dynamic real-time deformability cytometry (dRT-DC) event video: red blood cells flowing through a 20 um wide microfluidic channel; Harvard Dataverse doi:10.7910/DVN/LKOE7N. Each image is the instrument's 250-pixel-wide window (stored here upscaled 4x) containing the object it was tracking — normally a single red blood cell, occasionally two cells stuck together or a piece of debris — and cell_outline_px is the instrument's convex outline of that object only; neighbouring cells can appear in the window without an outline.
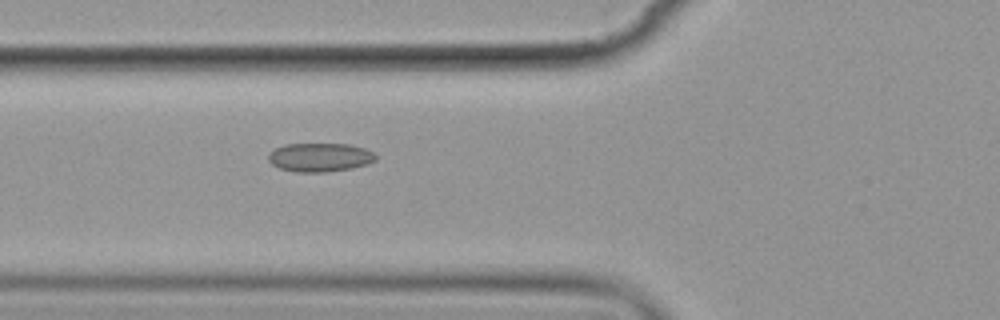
{"species": "common noctule bat (a hibernating species)", "species_latin": "Nyctalus noctula", "temperature_condition": "cold", "stored_images_in_passage": 3, "camera_frame_rate_fps": 3000, "um_per_image_px": 0.085, "animal": {"sex": "female", "body_mass_g": 19.9}, "frame": {"image": 1, "passage_image": 3, "time_ms": 2.333, "image_size_px": [1000, 320], "cell_outline_px": [[376, 160], [368, 164], [352, 168], [324, 172], [296, 172], [280, 168], [272, 164], [268, 160], [268, 152], [284, 144], [348, 144], [364, 148], [372, 152], [376, 156]], "centroid_in_image_um": [27.17, 13.37], "position_along_channel_um": 98.6, "area_um2": 17.98}}